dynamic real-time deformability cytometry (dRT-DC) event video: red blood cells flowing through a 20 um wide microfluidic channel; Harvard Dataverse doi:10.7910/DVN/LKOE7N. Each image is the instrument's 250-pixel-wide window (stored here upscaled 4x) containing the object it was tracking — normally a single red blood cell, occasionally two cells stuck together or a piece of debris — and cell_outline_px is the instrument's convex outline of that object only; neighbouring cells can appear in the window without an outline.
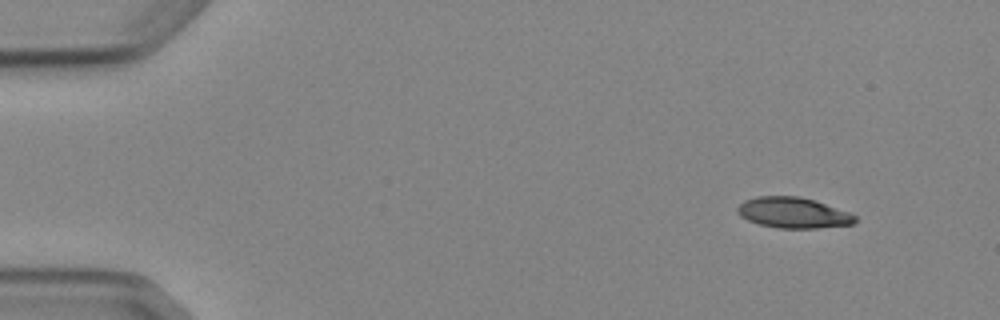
{"species": "Egyptian fruit bat (a non-hibernating species)", "species_latin": "Rousettus aegyptiacus", "temperature_condition": "cold", "stored_images_in_passage": 4, "camera_frame_rate_fps": 3000, "um_per_image_px": 0.085, "animal": {"sex": "female"}, "frame": {"image": 1, "passage_image": 1, "time_ms": 0.0, "image_size_px": [1000, 320], "cell_outline_px": [[856, 220], [852, 224], [816, 228], [780, 228], [760, 224], [748, 220], [740, 216], [736, 212], [736, 208], [744, 200], [756, 196], [800, 196], [848, 212], [856, 216]], "centroid_in_image_um": [67.36, 18.08], "position_along_channel_um": 17.6, "area_um2": 20.81}}
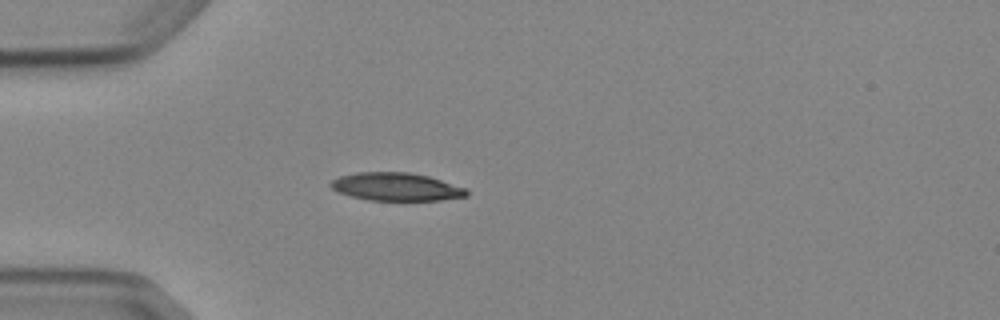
{"frame": {"image": 2, "passage_image": 4, "time_ms": 3.333, "image_size_px": [1000, 320], "cell_outline_px": [[468, 196], [440, 200], [368, 200], [352, 196], [340, 192], [332, 188], [328, 184], [332, 180], [340, 176], [356, 172], [408, 172], [428, 176], [468, 188]], "centroid_in_image_um": [33.7, 15.87], "position_along_channel_um": 51.3, "area_um2": 22.14}}